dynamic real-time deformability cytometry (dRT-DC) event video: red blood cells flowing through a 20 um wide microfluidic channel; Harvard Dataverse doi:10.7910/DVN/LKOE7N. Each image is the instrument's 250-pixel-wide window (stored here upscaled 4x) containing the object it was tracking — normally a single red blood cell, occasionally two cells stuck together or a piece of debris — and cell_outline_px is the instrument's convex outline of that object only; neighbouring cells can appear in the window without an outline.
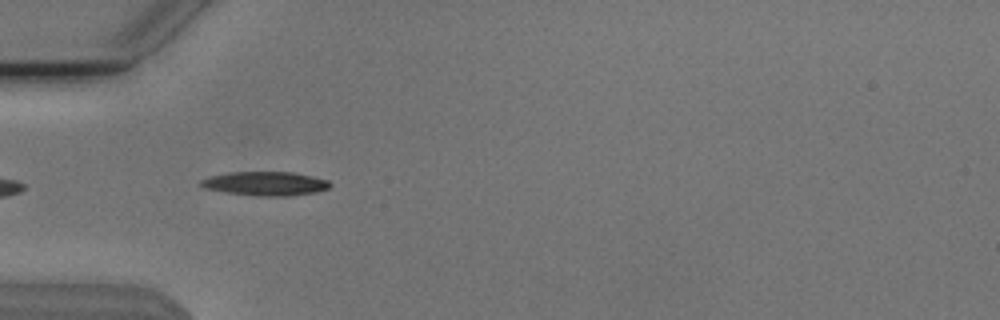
{"species": "Egyptian fruit bat (a non-hibernating species)", "species_latin": "Rousettus aegyptiacus", "temperature_condition": "cold", "stored_images_in_passage": 40, "camera_frame_rate_fps": 3000, "um_per_image_px": 0.085, "animal": {"sex": "male"}, "frame": {"image": 1, "passage_image": 3, "time_ms": 0.667, "image_size_px": [1000, 320], "cell_outline_px": [[332, 184], [328, 188], [316, 192], [288, 196], [256, 196], [224, 192], [204, 188], [200, 184], [200, 180], [212, 176], [228, 172], [292, 172], [312, 176], [328, 180]], "centroid_in_image_um": [22.56, 15.61], "position_along_channel_um": 62.4, "area_um2": 18.03}}
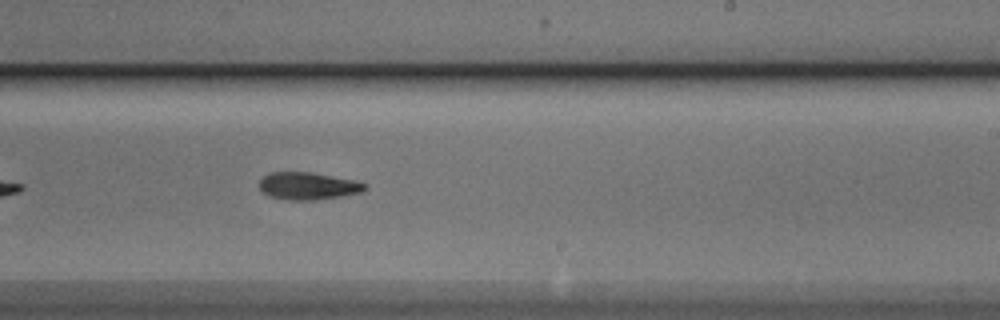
{"frame": {"image": 2, "passage_image": 19, "time_ms": 6.0, "image_size_px": [1000, 320], "cell_outline_px": [[368, 188], [364, 192], [316, 200], [288, 200], [268, 196], [260, 192], [260, 180], [268, 172], [308, 172], [352, 180], [368, 184]], "centroid_in_image_um": [26.16, 15.82], "position_along_channel_um": 262.8, "area_um2": 16.88}}
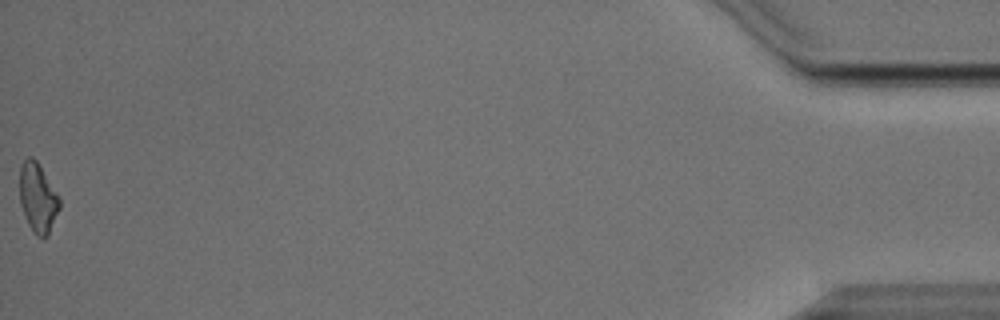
{"frame": {"image": 3, "passage_image": 40, "time_ms": 13.0, "image_size_px": [1000, 320], "cell_outline_px": [[60, 208], [48, 236], [36, 236], [28, 224], [20, 204], [20, 168], [24, 160], [28, 156], [32, 156], [36, 160], [60, 196]], "centroid_in_image_um": [3.23, 16.81], "position_along_channel_um": 432.0, "area_um2": 16.13}, "authors_computed_cell_mechanics": {"area_um2": 16.5019, "velocity_mm_per_s": 3.8142, "shape_relaxation_time_tau1_ms": 2.984, "shape_relaxation_time_tau2_ms": null, "deformation_change_tau1": 0.1604, "deformation_change_tau2": null}}